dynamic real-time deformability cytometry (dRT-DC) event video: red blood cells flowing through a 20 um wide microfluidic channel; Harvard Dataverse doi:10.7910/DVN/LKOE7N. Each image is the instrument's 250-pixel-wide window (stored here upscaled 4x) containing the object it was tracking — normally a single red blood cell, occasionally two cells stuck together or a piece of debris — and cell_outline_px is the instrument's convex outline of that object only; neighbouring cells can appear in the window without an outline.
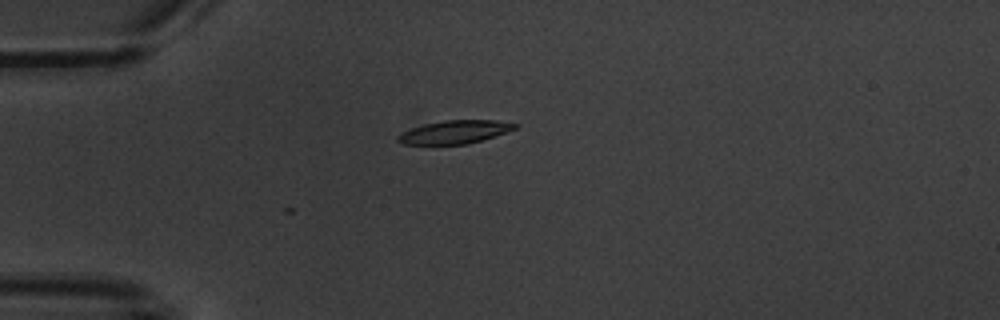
{"species": "common noctule bat (a hibernating species)", "species_latin": "Nyctalus noctula", "temperature_condition": "warm", "stored_images_in_passage": 13, "camera_frame_rate_fps": 3000, "um_per_image_px": 0.085, "animal": {"sex": "male", "body_mass_g": 20.1, "forearm_length_mm": 53.5}, "frame": {"image": 1, "passage_image": 3, "time_ms": 3.333, "image_size_px": [1000, 320], "cell_outline_px": [[520, 124], [516, 128], [508, 132], [468, 144], [404, 144], [396, 140], [396, 136], [412, 128], [424, 124], [444, 120], [496, 120]], "centroid_in_image_um": [38.69, 11.21], "position_along_channel_um": 46.3, "area_um2": 15.78}}
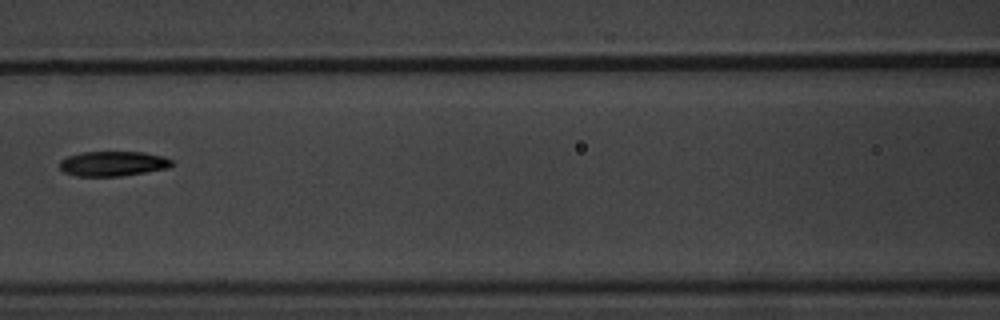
{"frame": {"image": 2, "passage_image": 6, "time_ms": 7.0, "image_size_px": [1000, 320], "cell_outline_px": [[172, 164], [168, 168], [120, 176], [76, 176], [64, 172], [60, 168], [60, 160], [68, 156], [80, 152], [144, 152], [164, 156], [172, 160]], "centroid_in_image_um": [9.59, 13.9], "position_along_channel_um": 157.0, "area_um2": 16.24}}
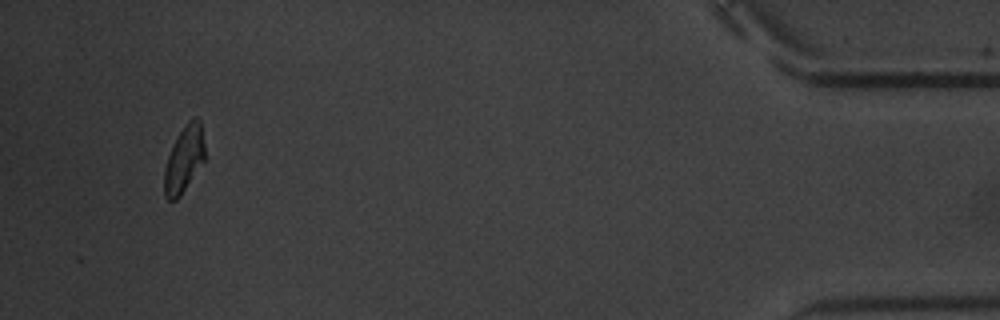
{"frame": {"image": 3, "passage_image": 13, "time_ms": 16.333, "image_size_px": [1000, 320], "cell_outline_px": [[204, 160], [180, 196], [176, 200], [168, 200], [164, 196], [164, 168], [168, 156], [184, 124], [188, 120], [196, 116], [200, 120], [204, 144]], "centroid_in_image_um": [15.63, 13.53], "position_along_channel_um": 419.6, "area_um2": 15.43}, "authors_computed_cell_mechanics": {"area_um2": 16.2996, "velocity_mm_per_s": 3.5597, "shape_relaxation_time_tau1_ms": 3.0266, "shape_relaxation_time_tau2_ms": 2.558, "deformation_change_tau1": 0.1085, "deformation_change_tau2": 0.0685}}